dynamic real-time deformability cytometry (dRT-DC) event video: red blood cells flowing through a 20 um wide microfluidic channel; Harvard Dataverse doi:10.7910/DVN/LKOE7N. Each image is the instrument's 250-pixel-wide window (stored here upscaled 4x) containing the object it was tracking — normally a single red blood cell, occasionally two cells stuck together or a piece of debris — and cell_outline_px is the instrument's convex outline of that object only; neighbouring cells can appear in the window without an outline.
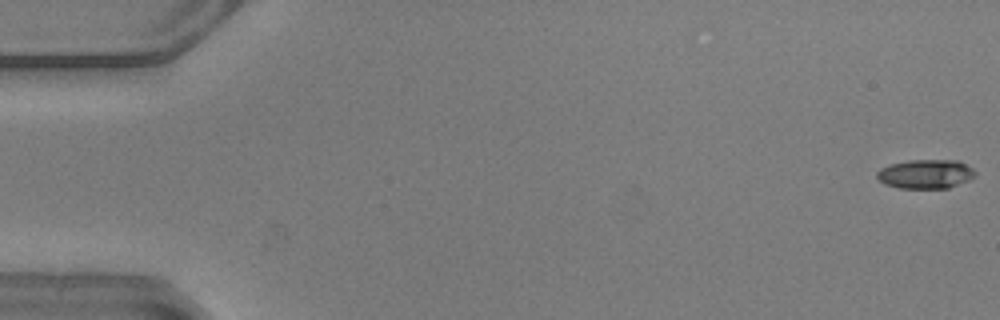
{"species": "common noctule bat (a hibernating species)", "species_latin": "Nyctalus noctula", "temperature_condition": "warm", "stored_images_in_passage": 54, "camera_frame_rate_fps": 3000, "um_per_image_px": 0.085, "animal": {"sex": "male", "body_mass_g": 20.5, "forearm_length_mm": 52.5}, "frame": {"image": 1, "passage_image": 1, "time_ms": 0.0, "image_size_px": [1000, 320], "cell_outline_px": [[976, 176], [968, 180], [948, 188], [900, 188], [884, 184], [876, 176], [876, 172], [880, 168], [892, 164], [908, 160], [960, 160], [972, 168], [976, 172]], "centroid_in_image_um": [78.69, 14.78], "position_along_channel_um": 6.3, "area_um2": 16.7}}
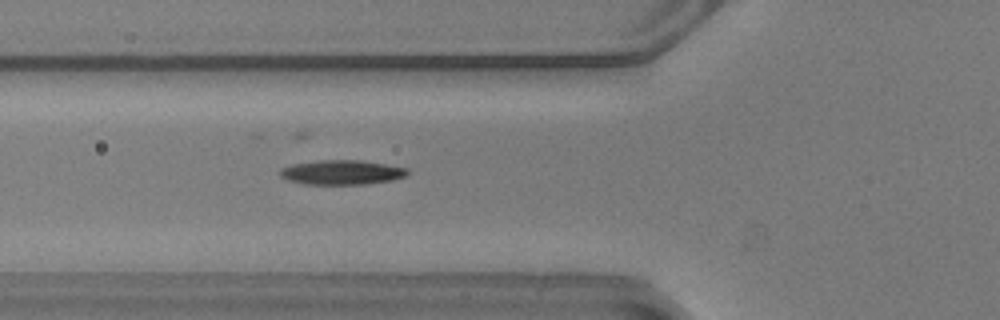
{"frame": {"image": 2, "passage_image": 20, "time_ms": 6.333, "image_size_px": [1000, 320], "cell_outline_px": [[408, 176], [392, 180], [368, 184], [304, 184], [288, 180], [280, 176], [280, 168], [292, 164], [320, 160], [360, 160], [408, 168]], "centroid_in_image_um": [29.06, 14.65], "position_along_channel_um": 96.7, "area_um2": 18.26}}
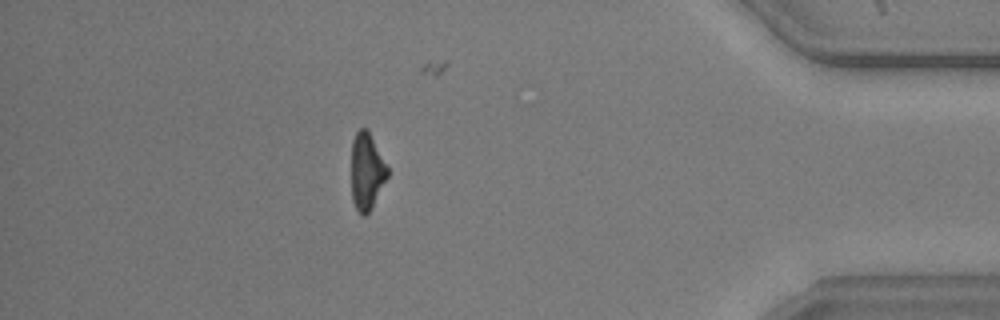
{"frame": {"image": 3, "passage_image": 47, "time_ms": 15.333, "image_size_px": [1000, 320], "cell_outline_px": [[388, 176], [368, 212], [364, 216], [356, 208], [352, 200], [352, 140], [356, 132], [360, 128], [368, 128], [388, 168]], "centroid_in_image_um": [31.16, 14.5], "position_along_channel_um": 404.0, "area_um2": 15.9}, "authors_computed_cell_mechanics": {"area_um2": 17.6001, "velocity_mm_per_s": 3.8801, "shape_relaxation_time_tau1_ms": 6.1478, "shape_relaxation_time_tau2_ms": 8.8704, "deformation_change_tau1": 0.1919, "deformation_change_tau2": 0.2334}}